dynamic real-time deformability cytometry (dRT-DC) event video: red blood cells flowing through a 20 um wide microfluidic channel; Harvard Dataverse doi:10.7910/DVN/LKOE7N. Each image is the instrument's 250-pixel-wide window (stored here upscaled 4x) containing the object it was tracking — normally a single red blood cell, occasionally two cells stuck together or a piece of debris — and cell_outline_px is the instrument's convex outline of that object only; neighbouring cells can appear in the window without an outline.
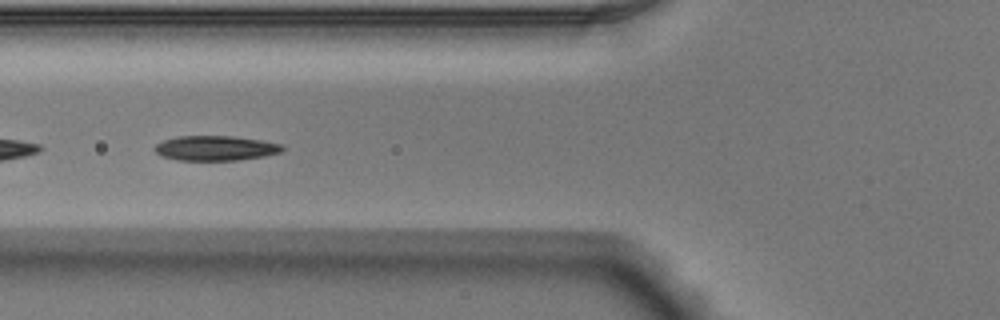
{"species": "Egyptian fruit bat (a non-hibernating species)", "species_latin": "Rousettus aegyptiacus", "temperature_condition": "warm", "stored_images_in_passage": 53, "segment_of_instrument_passage": [2, 2], "camera_frame_rate_fps": 3000, "um_per_image_px": 0.085, "animal": {"sex": "male"}, "frame": {"image": 1, "passage_image": 21, "time_ms": 6.667, "image_size_px": [1000, 320], "cell_outline_px": [[284, 148], [280, 152], [264, 156], [236, 160], [176, 160], [160, 156], [152, 148], [156, 144], [164, 140], [180, 136], [232, 136], [260, 140], [284, 144]], "centroid_in_image_um": [18.3, 12.59], "position_along_channel_um": 107.5, "area_um2": 18.5}}
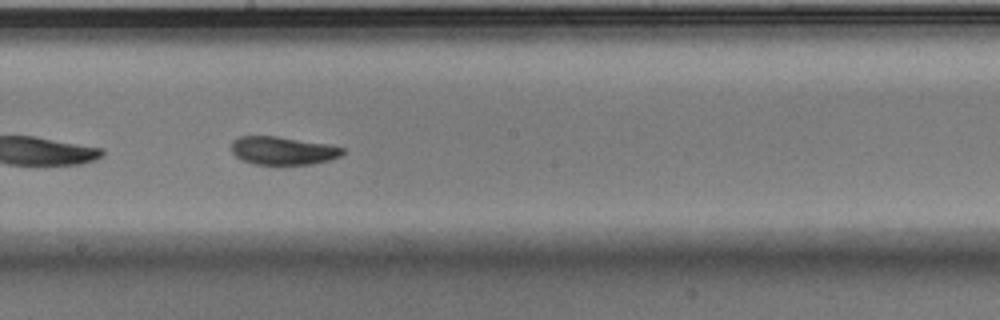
{"frame": {"image": 2, "passage_image": 30, "time_ms": 9.667, "image_size_px": [1000, 320], "cell_outline_px": [[344, 152], [340, 156], [328, 160], [312, 164], [256, 164], [244, 160], [236, 156], [232, 152], [232, 140], [240, 136], [276, 136], [328, 144], [344, 148]], "centroid_in_image_um": [24.04, 12.79], "position_along_channel_um": 224.2, "area_um2": 18.03}}
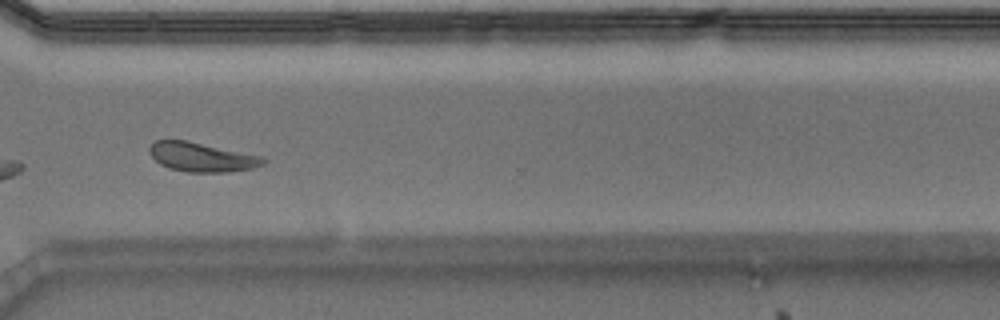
{"frame": {"image": 3, "passage_image": 40, "time_ms": 13.0, "image_size_px": [1000, 320], "cell_outline_px": [[268, 160], [264, 164], [252, 168], [224, 172], [188, 172], [172, 168], [160, 164], [148, 152], [148, 148], [156, 140], [184, 140], [264, 156]], "centroid_in_image_um": [17.18, 13.35], "position_along_channel_um": 353.4, "area_um2": 19.19}}